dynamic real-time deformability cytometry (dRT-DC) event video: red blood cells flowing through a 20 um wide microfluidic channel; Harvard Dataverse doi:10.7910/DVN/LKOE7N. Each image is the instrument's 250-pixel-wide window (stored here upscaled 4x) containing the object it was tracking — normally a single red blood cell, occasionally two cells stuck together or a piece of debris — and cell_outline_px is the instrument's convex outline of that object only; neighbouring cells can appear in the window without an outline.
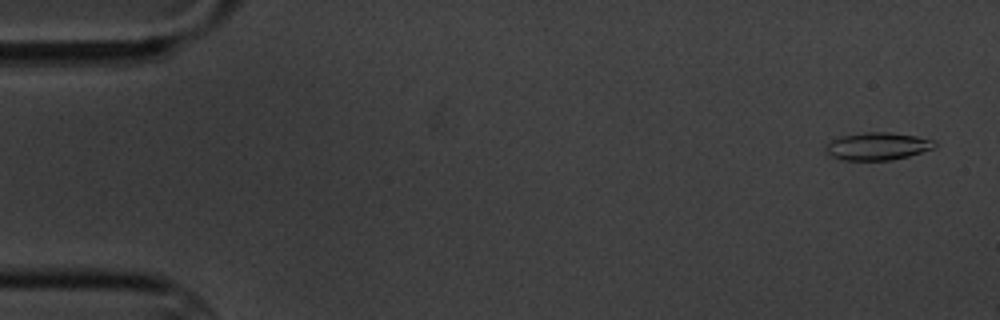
{"species": "common noctule bat (a hibernating species)", "species_latin": "Nyctalus noctula", "temperature_condition": "cold", "stored_images_in_passage": 3, "camera_frame_rate_fps": 3000, "um_per_image_px": 0.085, "animal": {"sex": "male", "body_mass_g": 20.1, "forearm_length_mm": 53.5}, "frame": {"image": 1, "passage_image": 1, "time_ms": 0.0, "image_size_px": [1000, 320], "cell_outline_px": [[936, 148], [908, 156], [892, 160], [840, 160], [828, 156], [824, 148], [824, 144], [840, 136], [864, 132], [888, 132], [916, 136], [936, 140]], "centroid_in_image_um": [74.56, 12.43], "position_along_channel_um": 10.4, "area_um2": 17.86}}